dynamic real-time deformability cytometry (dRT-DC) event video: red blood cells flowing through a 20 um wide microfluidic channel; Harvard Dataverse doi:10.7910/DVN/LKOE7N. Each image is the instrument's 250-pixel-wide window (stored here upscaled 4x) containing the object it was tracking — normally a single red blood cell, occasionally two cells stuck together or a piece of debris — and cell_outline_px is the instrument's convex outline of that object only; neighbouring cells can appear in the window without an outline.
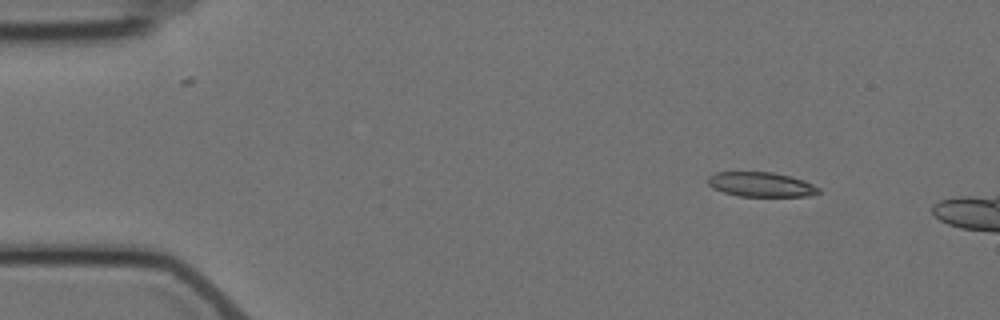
{"species": "Egyptian fruit bat (a non-hibernating species)", "species_latin": "Rousettus aegyptiacus", "temperature_condition": "cold", "stored_images_in_passage": 5, "camera_frame_rate_fps": 3000, "um_per_image_px": 0.085, "animal": {"sex": "female"}, "frame": {"image": 1, "passage_image": 1, "time_ms": 0.0, "image_size_px": [1000, 320], "cell_outline_px": [[820, 192], [808, 196], [740, 196], [724, 192], [712, 188], [708, 184], [708, 176], [716, 172], [772, 172], [792, 176], [804, 180], [820, 188]], "centroid_in_image_um": [64.69, 15.67], "position_along_channel_um": 20.3, "area_um2": 15.9}}
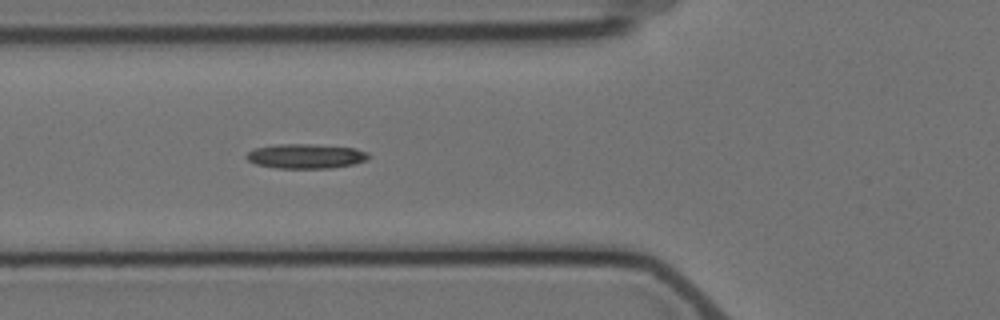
{"frame": {"image": 2, "passage_image": 5, "time_ms": 4.667, "image_size_px": [1000, 320], "cell_outline_px": [[372, 156], [368, 160], [352, 164], [328, 168], [276, 168], [256, 164], [248, 160], [244, 156], [252, 148], [276, 144], [316, 144], [356, 148], [368, 152]], "centroid_in_image_um": [26.0, 13.26], "position_along_channel_um": 99.8, "area_um2": 17.74}}